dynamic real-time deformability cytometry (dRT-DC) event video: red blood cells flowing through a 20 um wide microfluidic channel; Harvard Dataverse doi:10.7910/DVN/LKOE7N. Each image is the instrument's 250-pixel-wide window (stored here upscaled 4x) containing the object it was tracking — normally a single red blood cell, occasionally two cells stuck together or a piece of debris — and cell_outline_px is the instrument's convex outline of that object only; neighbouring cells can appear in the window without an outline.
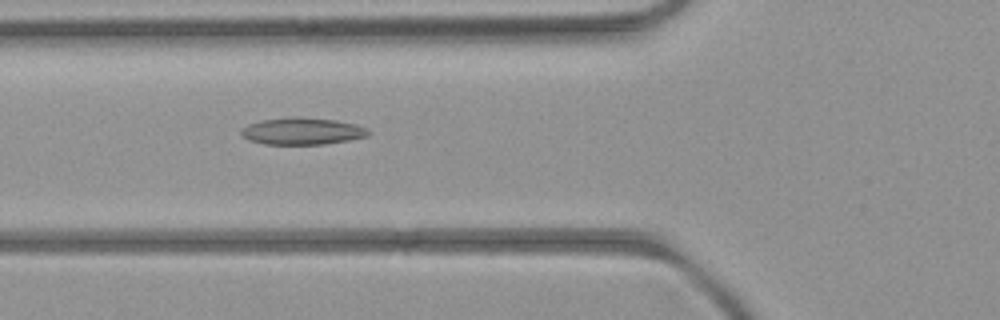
{"species": "common noctule bat (a hibernating species)", "species_latin": "Nyctalus noctula", "temperature_condition": "room temperature", "stored_images_in_passage": 4, "camera_frame_rate_fps": 3000, "um_per_image_px": 0.085, "animal": {"sex": "female", "body_mass_g": 21.9}, "frame": {"image": 1, "passage_image": 4, "time_ms": 3.333, "image_size_px": [1000, 320], "cell_outline_px": [[372, 132], [368, 136], [348, 140], [324, 144], [264, 144], [248, 140], [240, 132], [240, 128], [248, 124], [264, 120], [292, 116], [296, 116], [336, 120], [356, 124], [368, 128]], "centroid_in_image_um": [25.71, 11.14], "position_along_channel_um": 100.1, "area_um2": 20.11}}